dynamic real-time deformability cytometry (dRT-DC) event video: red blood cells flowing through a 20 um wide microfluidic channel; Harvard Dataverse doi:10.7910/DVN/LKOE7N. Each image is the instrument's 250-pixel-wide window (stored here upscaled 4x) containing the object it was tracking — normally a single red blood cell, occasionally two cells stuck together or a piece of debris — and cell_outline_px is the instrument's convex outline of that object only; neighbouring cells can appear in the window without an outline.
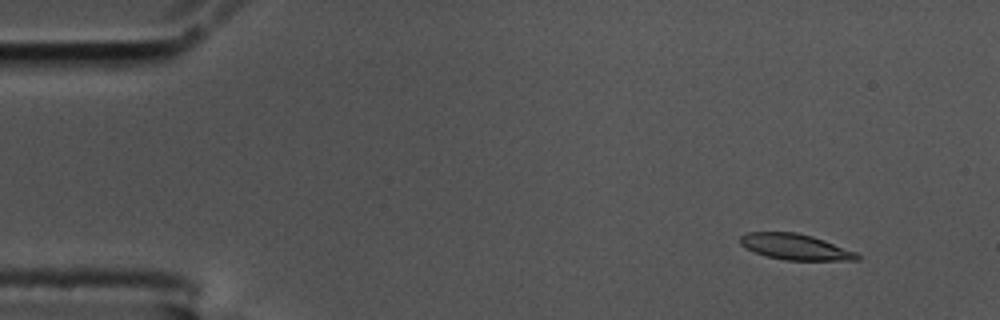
{"species": "common noctule bat (a hibernating species)", "species_latin": "Nyctalus noctula", "temperature_condition": "cold", "stored_images_in_passage": 56, "camera_frame_rate_fps": 3000, "um_per_image_px": 0.085, "animal": {"sex": "male", "body_mass_g": 17.5, "forearm_length_mm": 52.3}, "frame": {"image": 1, "passage_image": 3, "time_ms": 0.667, "image_size_px": [1000, 320], "cell_outline_px": [[860, 260], [784, 260], [768, 256], [744, 248], [740, 244], [740, 236], [748, 232], [796, 232], [812, 236], [824, 240], [856, 252], [860, 256]], "centroid_in_image_um": [67.59, 20.98], "position_along_channel_um": 17.4, "area_um2": 17.51}}
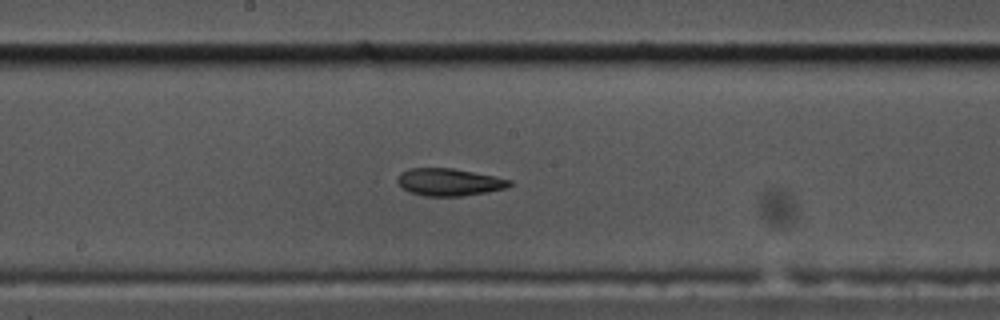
{"frame": {"image": 2, "passage_image": 28, "time_ms": 9.0, "image_size_px": [1000, 320], "cell_outline_px": [[512, 184], [504, 188], [488, 192], [460, 196], [424, 196], [412, 192], [404, 188], [396, 180], [400, 172], [408, 168], [452, 168], [512, 180]], "centroid_in_image_um": [38.15, 15.47], "position_along_channel_um": 210.0, "area_um2": 17.63}}
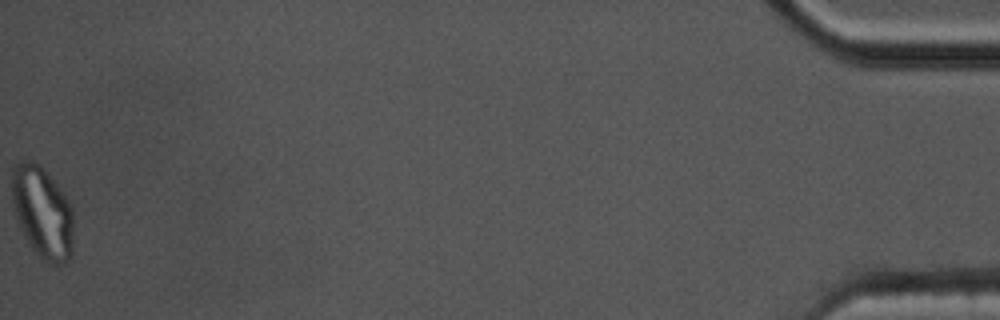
{"frame": {"image": 3, "passage_image": 56, "time_ms": 18.333, "image_size_px": [1000, 320], "cell_outline_px": [[72, 256], [64, 264], [48, 264], [40, 260], [24, 236], [16, 220], [12, 204], [12, 172], [16, 164], [20, 160], [32, 160], [40, 164], [64, 192], [72, 208]], "centroid_in_image_um": [3.6, 18.06], "position_along_channel_um": 431.6, "area_um2": 33.47}, "authors_computed_cell_mechanics": {"area_um2": 18.0914, "velocity_mm_per_s": 3.4448, "shape_relaxation_time_tau1_ms": null, "shape_relaxation_time_tau2_ms": 2.6252, "deformation_change_tau1": null, "deformation_change_tau2": 0.0862}}